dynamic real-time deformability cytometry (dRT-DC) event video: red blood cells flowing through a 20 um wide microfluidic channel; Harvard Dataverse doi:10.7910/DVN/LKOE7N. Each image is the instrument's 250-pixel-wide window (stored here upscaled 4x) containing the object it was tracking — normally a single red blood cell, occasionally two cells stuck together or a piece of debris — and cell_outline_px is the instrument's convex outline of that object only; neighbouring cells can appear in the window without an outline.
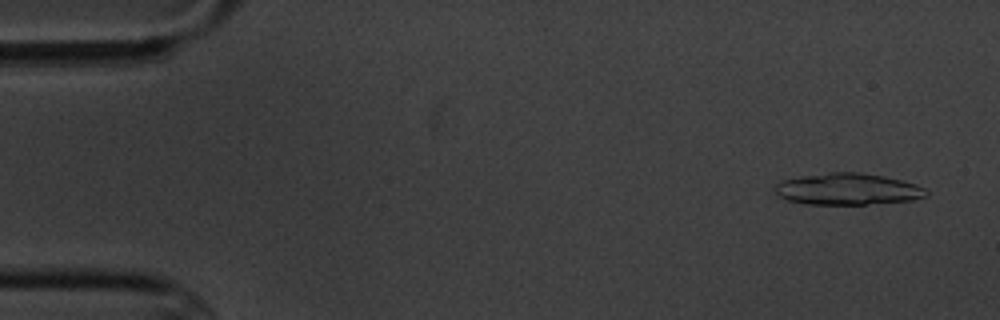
{"species": "common noctule bat (a hibernating species)", "species_latin": "Nyctalus noctula", "temperature_condition": "cold", "stored_images_in_passage": 7, "camera_frame_rate_fps": 3000, "um_per_image_px": 0.085, "animal": {"sex": "male", "body_mass_g": 20.1, "forearm_length_mm": 53.5}, "frame": {"image": 1, "passage_image": 1, "time_ms": 0.0, "image_size_px": [1000, 320], "cell_outline_px": [[928, 196], [912, 200], [864, 204], [804, 204], [788, 200], [780, 196], [776, 192], [776, 184], [784, 180], [800, 176], [828, 172], [860, 172], [884, 176], [916, 184], [924, 188], [928, 192]], "centroid_in_image_um": [72.07, 16.07], "position_along_channel_um": 12.9, "area_um2": 27.69}}